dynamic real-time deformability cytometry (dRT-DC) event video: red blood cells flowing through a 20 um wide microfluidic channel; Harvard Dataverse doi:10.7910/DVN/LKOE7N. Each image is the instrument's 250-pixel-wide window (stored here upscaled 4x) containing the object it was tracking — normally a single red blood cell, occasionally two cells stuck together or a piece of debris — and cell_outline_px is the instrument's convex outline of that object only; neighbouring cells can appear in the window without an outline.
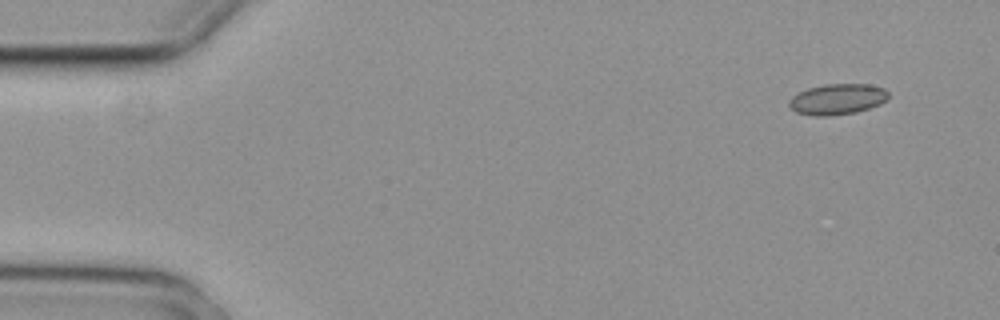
{"species": "common noctule bat (a hibernating species)", "species_latin": "Nyctalus noctula", "temperature_condition": "cold", "stored_images_in_passage": 5, "camera_frame_rate_fps": 3000, "um_per_image_px": 0.085, "animal": {"sex": "female", "body_mass_g": 29.2, "forearm_length_mm": 56.3}, "frame": {"image": 1, "passage_image": 1, "time_ms": 0.0, "image_size_px": [1000, 320], "cell_outline_px": [[888, 100], [880, 104], [856, 112], [828, 116], [812, 116], [796, 112], [788, 104], [788, 100], [792, 96], [808, 88], [824, 84], [868, 84], [884, 88], [888, 92]], "centroid_in_image_um": [71.18, 8.43], "position_along_channel_um": 13.8, "area_um2": 17.86}}
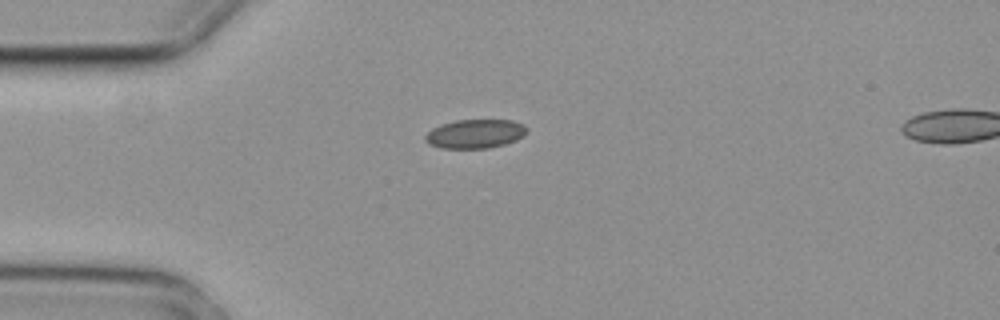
{"frame": {"image": 2, "passage_image": 4, "time_ms": 1.0, "image_size_px": [1000, 320], "cell_outline_px": [[528, 132], [524, 136], [516, 140], [504, 144], [488, 148], [440, 148], [428, 144], [424, 140], [424, 136], [432, 128], [440, 124], [456, 120], [512, 120], [524, 124], [528, 128]], "centroid_in_image_um": [40.39, 11.37], "position_along_channel_um": 44.6, "area_um2": 17.34}}